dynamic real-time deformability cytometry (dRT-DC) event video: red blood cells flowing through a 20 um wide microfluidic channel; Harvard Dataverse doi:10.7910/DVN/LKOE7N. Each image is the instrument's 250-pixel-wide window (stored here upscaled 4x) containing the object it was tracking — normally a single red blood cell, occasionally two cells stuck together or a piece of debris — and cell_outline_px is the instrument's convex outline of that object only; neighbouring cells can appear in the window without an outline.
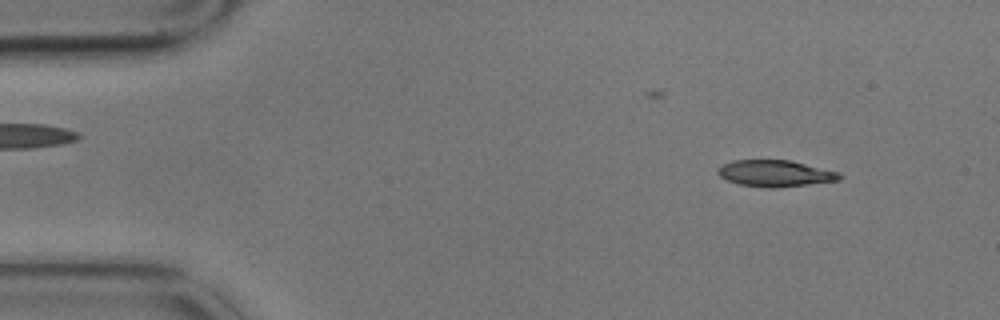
{"species": "common noctule bat (a hibernating species)", "species_latin": "Nyctalus noctula", "temperature_condition": "cold", "stored_images_in_passage": 5, "segment_of_instrument_passage": [1, 2], "camera_frame_rate_fps": 3000, "um_per_image_px": 0.085, "animal": {"sex": "male", "body_mass_g": 17.9}, "frame": {"image": 1, "passage_image": 1, "time_ms": 0.0, "image_size_px": [1000, 320], "cell_outline_px": [[844, 176], [840, 180], [776, 188], [768, 188], [740, 184], [728, 180], [720, 176], [716, 172], [716, 168], [732, 160], [792, 160], [840, 172]], "centroid_in_image_um": [65.92, 14.73], "position_along_channel_um": 19.1, "area_um2": 18.9}}
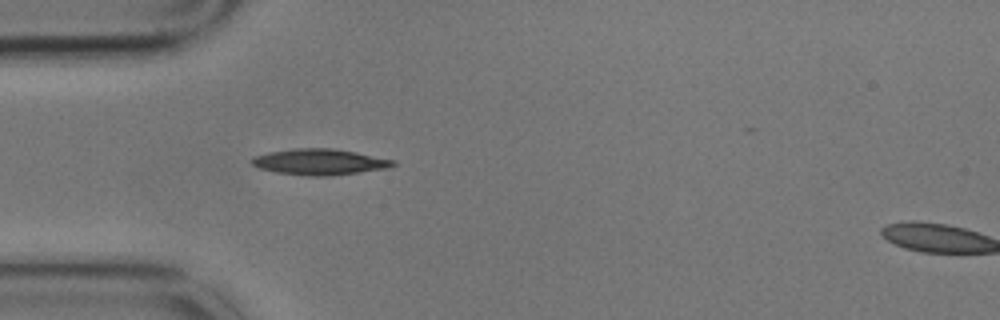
{"frame": {"image": 2, "passage_image": 4, "time_ms": 1.0, "image_size_px": [1000, 320], "cell_outline_px": [[396, 164], [392, 168], [328, 176], [308, 176], [276, 172], [260, 168], [252, 164], [252, 156], [268, 152], [292, 148], [332, 148], [356, 152], [396, 160]], "centroid_in_image_um": [27.2, 13.76], "position_along_channel_um": 57.8, "area_um2": 21.56}}